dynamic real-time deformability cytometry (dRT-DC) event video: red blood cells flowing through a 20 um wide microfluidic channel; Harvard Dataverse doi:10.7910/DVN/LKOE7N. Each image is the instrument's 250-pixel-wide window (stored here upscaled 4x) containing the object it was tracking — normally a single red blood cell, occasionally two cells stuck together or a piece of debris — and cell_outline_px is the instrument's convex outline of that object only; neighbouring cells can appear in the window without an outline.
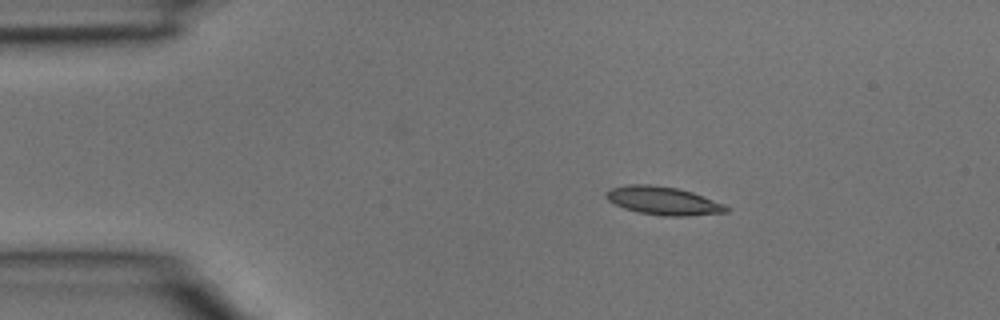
{"species": "common noctule bat (a hibernating species)", "species_latin": "Nyctalus noctula", "temperature_condition": "room temperature", "stored_images_in_passage": 2, "camera_frame_rate_fps": 3000, "um_per_image_px": 0.085, "animal": {"sex": "male", "body_mass_g": 15.6}, "frame": {"image": 1, "passage_image": 1, "time_ms": 0.0, "image_size_px": [1000, 320], "cell_outline_px": [[728, 212], [688, 216], [664, 216], [640, 212], [624, 208], [608, 200], [604, 196], [604, 192], [612, 188], [628, 184], [652, 184], [676, 188], [692, 192], [724, 204], [728, 208]], "centroid_in_image_um": [56.35, 17.06], "position_along_channel_um": 28.6, "area_um2": 19.65}}